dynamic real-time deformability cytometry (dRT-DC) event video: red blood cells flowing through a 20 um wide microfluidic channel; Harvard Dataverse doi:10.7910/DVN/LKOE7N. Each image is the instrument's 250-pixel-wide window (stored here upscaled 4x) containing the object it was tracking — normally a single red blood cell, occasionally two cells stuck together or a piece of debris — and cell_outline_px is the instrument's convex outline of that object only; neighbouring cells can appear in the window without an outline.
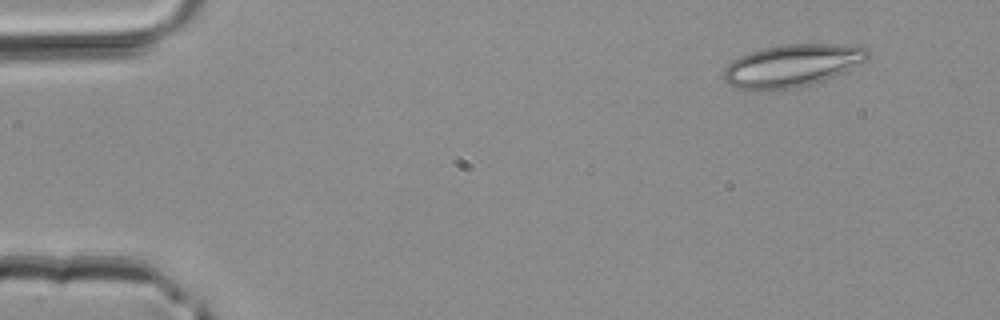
{"species": "common noctule bat (a hibernating species)", "species_latin": "Nyctalus noctula", "temperature_condition": "room temperature", "stored_images_in_passage": 4, "segment_of_instrument_passage": [2, 2], "camera_frame_rate_fps": 3000, "um_per_image_px": 0.085, "animal": {"sex": "male", "body_mass_g": 20.4}, "frame": {"image": 1, "passage_image": 4, "time_ms": 1.0, "image_size_px": [1000, 320], "cell_outline_px": [[868, 60], [848, 72], [812, 84], [796, 88], [740, 88], [728, 84], [724, 80], [724, 68], [732, 60], [740, 56], [760, 48], [780, 44], [864, 44], [868, 48]], "centroid_in_image_um": [67.45, 5.53], "position_along_channel_um": 17.6, "area_um2": 35.95}}